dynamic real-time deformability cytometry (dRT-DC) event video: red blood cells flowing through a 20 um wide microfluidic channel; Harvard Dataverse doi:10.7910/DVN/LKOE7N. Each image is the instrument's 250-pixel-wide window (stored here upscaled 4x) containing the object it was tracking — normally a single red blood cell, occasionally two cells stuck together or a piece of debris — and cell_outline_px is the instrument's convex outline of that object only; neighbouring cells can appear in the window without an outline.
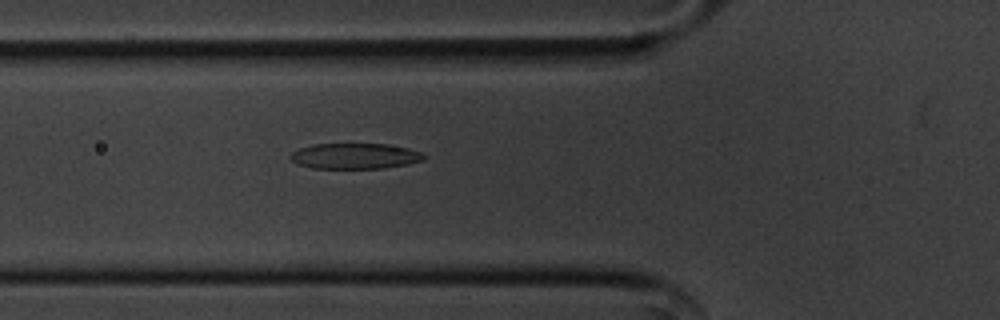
{"species": "common noctule bat (a hibernating species)", "species_latin": "Nyctalus noctula", "temperature_condition": "cold", "stored_images_in_passage": 55, "camera_frame_rate_fps": 3000, "um_per_image_px": 0.085, "animal": {"sex": "male", "body_mass_g": 20.1, "forearm_length_mm": 53.5}, "frame": {"image": 1, "passage_image": 19, "time_ms": 6.0, "image_size_px": [1000, 320], "cell_outline_px": [[428, 156], [424, 160], [408, 164], [384, 168], [312, 168], [300, 164], [292, 160], [288, 156], [292, 152], [300, 148], [312, 144], [388, 144], [408, 148], [424, 152]], "centroid_in_image_um": [30.23, 13.26], "position_along_channel_um": 95.6, "area_um2": 20.06}}
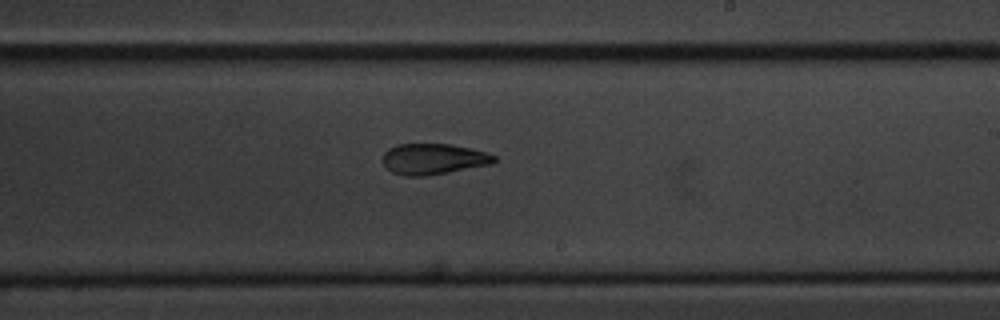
{"frame": {"image": 2, "passage_image": 32, "time_ms": 10.333, "image_size_px": [1000, 320], "cell_outline_px": [[496, 160], [492, 164], [448, 172], [424, 176], [404, 176], [392, 172], [384, 164], [384, 152], [388, 148], [396, 144], [452, 144], [488, 152], [496, 156]], "centroid_in_image_um": [36.86, 13.51], "position_along_channel_um": 252.1, "area_um2": 20.06}}
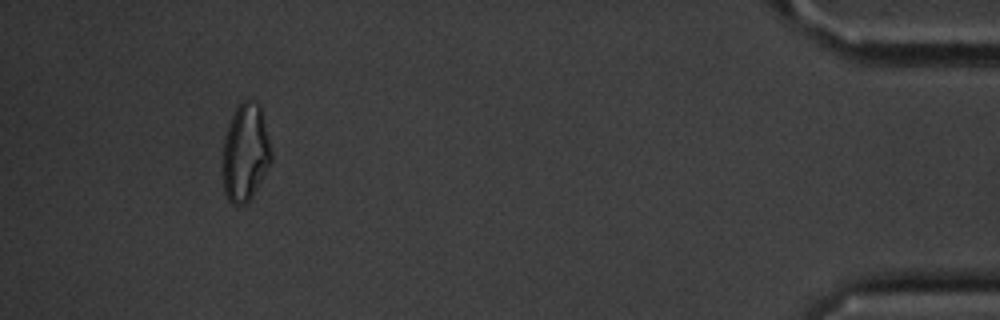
{"frame": {"image": 3, "passage_image": 51, "time_ms": 16.667, "image_size_px": [1000, 320], "cell_outline_px": [[272, 160], [252, 196], [244, 204], [232, 204], [228, 200], [224, 192], [224, 136], [232, 116], [236, 108], [244, 100], [248, 100], [260, 104], [272, 152]], "centroid_in_image_um": [20.87, 12.96], "position_along_channel_um": 414.3, "area_um2": 27.11}, "authors_computed_cell_mechanics": {"area_um2": 21.4438, "velocity_mm_per_s": 3.6005, "shape_relaxation_time_tau1_ms": 7.6041, "shape_relaxation_time_tau2_ms": 2.7856, "deformation_change_tau1": 0.2039, "deformation_change_tau2": 0.1168}}